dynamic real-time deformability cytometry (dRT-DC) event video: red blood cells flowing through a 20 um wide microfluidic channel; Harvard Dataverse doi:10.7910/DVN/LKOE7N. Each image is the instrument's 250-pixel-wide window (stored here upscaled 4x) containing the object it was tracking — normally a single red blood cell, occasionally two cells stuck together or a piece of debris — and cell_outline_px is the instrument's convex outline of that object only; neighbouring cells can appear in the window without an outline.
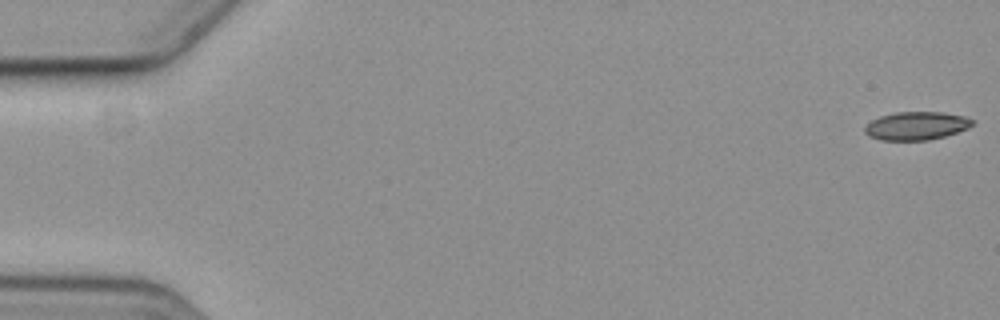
{"species": "common noctule bat (a hibernating species)", "species_latin": "Nyctalus noctula", "temperature_condition": "cold", "stored_images_in_passage": 5, "camera_frame_rate_fps": 3000, "um_per_image_px": 0.085, "animal": {"sex": "female", "body_mass_g": 19.3, "forearm_length_mm": 54.1}, "frame": {"image": 1, "passage_image": 1, "time_ms": 0.0, "image_size_px": [1000, 320], "cell_outline_px": [[976, 124], [968, 128], [944, 136], [928, 140], [880, 140], [868, 136], [864, 132], [864, 128], [872, 120], [880, 116], [896, 112], [940, 112], [964, 116], [976, 120]], "centroid_in_image_um": [77.91, 10.69], "position_along_channel_um": 7.1, "area_um2": 17.74}}